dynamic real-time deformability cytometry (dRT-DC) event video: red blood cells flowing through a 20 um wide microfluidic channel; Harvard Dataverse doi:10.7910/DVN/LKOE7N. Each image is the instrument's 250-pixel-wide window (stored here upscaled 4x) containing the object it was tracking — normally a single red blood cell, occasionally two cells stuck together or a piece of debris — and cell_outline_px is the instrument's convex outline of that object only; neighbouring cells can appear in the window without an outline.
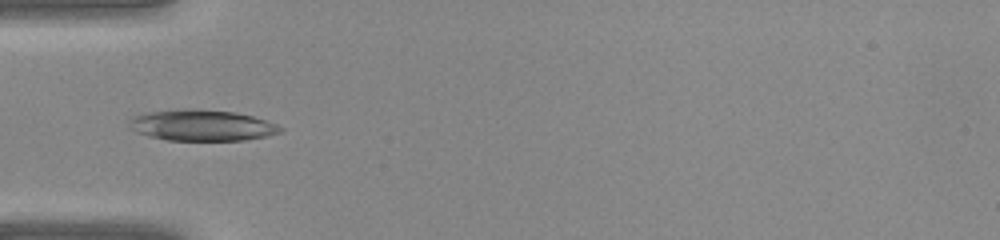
{"species": "common noctule bat (a hibernating species)", "species_latin": "Nyctalus noctula", "temperature_condition": "warm", "stored_images_in_passage": 39, "camera_frame_rate_fps": 3000, "um_per_image_px": 0.085, "animal": {"sex": "female", "body_mass_g": 22.0, "forearm_length_mm": 56.7}, "frame": {"image": 1, "passage_image": 12, "time_ms": 3.667, "image_size_px": [1000, 240], "cell_outline_px": [[284, 128], [280, 132], [268, 136], [244, 140], [168, 140], [148, 136], [136, 132], [128, 124], [132, 116], [152, 112], [188, 108], [196, 108], [232, 112], [252, 116], [276, 124]], "centroid_in_image_um": [17.16, 10.65], "position_along_channel_um": 67.8, "area_um2": 27.17}}
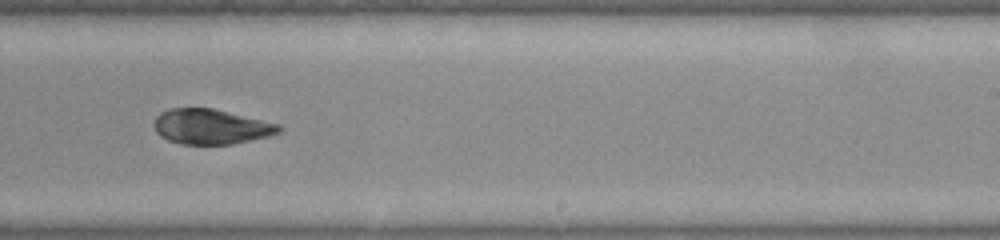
{"frame": {"image": 2, "passage_image": 24, "time_ms": 7.667, "image_size_px": [1000, 240], "cell_outline_px": [[284, 128], [280, 132], [268, 136], [232, 144], [180, 144], [168, 140], [160, 136], [156, 132], [156, 116], [160, 112], [168, 108], [212, 108], [280, 124]], "centroid_in_image_um": [17.95, 10.76], "position_along_channel_um": 271.1, "area_um2": 25.43}}
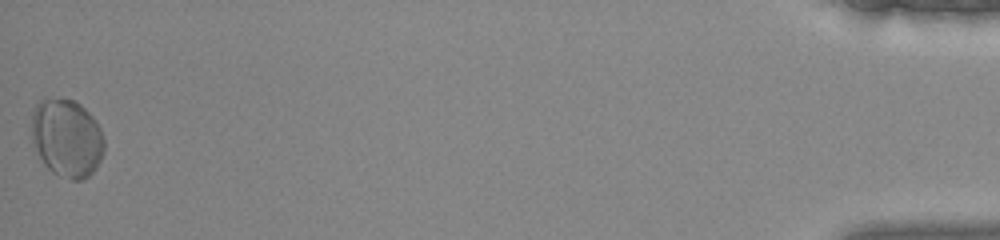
{"frame": {"image": 3, "passage_image": 39, "time_ms": 12.667, "image_size_px": [1000, 240], "cell_outline_px": [[104, 152], [96, 168], [84, 180], [72, 180], [60, 176], [52, 172], [44, 164], [32, 140], [32, 112], [36, 104], [44, 96], [72, 100], [80, 104], [92, 116], [100, 128], [104, 140]], "centroid_in_image_um": [5.68, 11.72], "position_along_channel_um": 429.5, "area_um2": 33.23}}